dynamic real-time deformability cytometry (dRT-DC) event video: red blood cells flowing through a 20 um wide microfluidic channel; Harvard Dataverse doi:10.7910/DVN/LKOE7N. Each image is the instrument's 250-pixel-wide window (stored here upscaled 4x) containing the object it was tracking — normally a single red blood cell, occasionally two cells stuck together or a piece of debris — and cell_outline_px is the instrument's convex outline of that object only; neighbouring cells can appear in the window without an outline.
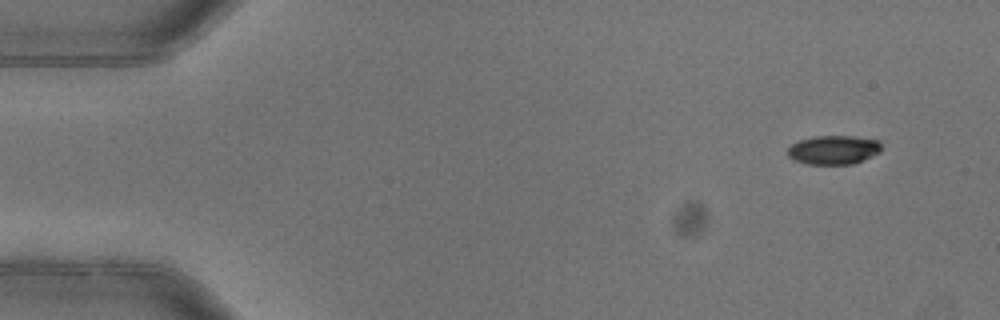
{"species": "common noctule bat (a hibernating species)", "species_latin": "Nyctalus noctula", "temperature_condition": "warm", "stored_images_in_passage": 4, "camera_frame_rate_fps": 3000, "um_per_image_px": 0.085, "animal": {"sex": "female"}, "frame": {"image": 1, "passage_image": 1, "time_ms": 0.0, "image_size_px": [1000, 320], "cell_outline_px": [[880, 152], [864, 160], [852, 164], [804, 164], [792, 160], [788, 156], [788, 148], [792, 144], [800, 140], [816, 136], [852, 136], [880, 140]], "centroid_in_image_um": [70.84, 12.75], "position_along_channel_um": 14.2, "area_um2": 15.9}}
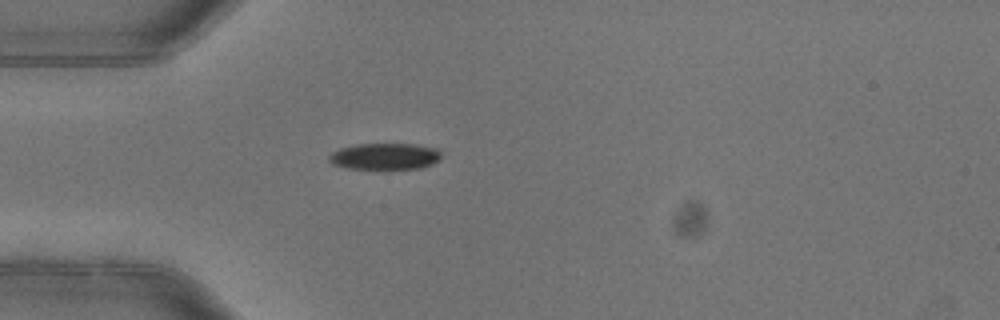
{"frame": {"image": 2, "passage_image": 4, "time_ms": 1.0, "image_size_px": [1000, 320], "cell_outline_px": [[440, 156], [432, 164], [420, 168], [348, 168], [332, 164], [328, 160], [328, 156], [332, 152], [340, 148], [356, 144], [412, 144], [436, 148], [440, 152]], "centroid_in_image_um": [32.66, 13.28], "position_along_channel_um": 52.3, "area_um2": 16.99}}